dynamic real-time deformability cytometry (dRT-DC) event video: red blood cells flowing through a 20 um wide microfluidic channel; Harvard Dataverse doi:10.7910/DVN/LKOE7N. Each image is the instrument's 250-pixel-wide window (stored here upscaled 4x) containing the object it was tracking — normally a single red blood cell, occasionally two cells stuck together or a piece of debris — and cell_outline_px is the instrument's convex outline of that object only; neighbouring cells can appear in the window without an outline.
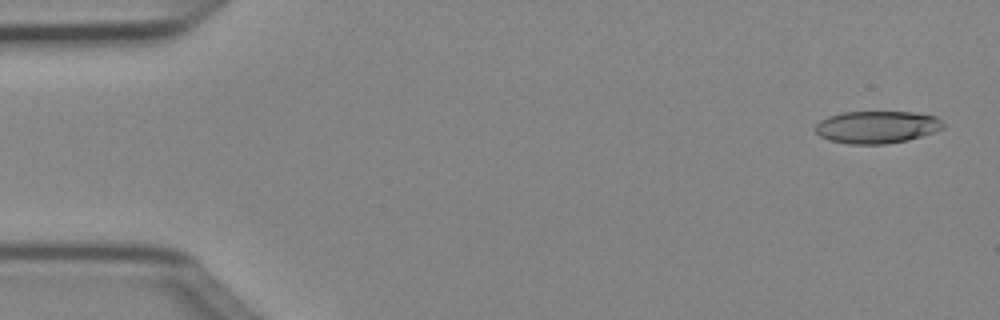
{"species": "Egyptian fruit bat (a non-hibernating species)", "species_latin": "Rousettus aegyptiacus", "temperature_condition": "cold", "stored_images_in_passage": 5, "camera_frame_rate_fps": 3000, "um_per_image_px": 0.085, "animal": {"sex": "female"}, "frame": {"image": 1, "passage_image": 1, "time_ms": 0.0, "image_size_px": [1000, 320], "cell_outline_px": [[944, 128], [908, 140], [884, 144], [848, 144], [828, 140], [820, 136], [816, 132], [816, 124], [820, 120], [828, 116], [840, 112], [912, 112], [936, 116], [944, 124]], "centroid_in_image_um": [74.5, 10.8], "position_along_channel_um": 10.5, "area_um2": 24.1}}
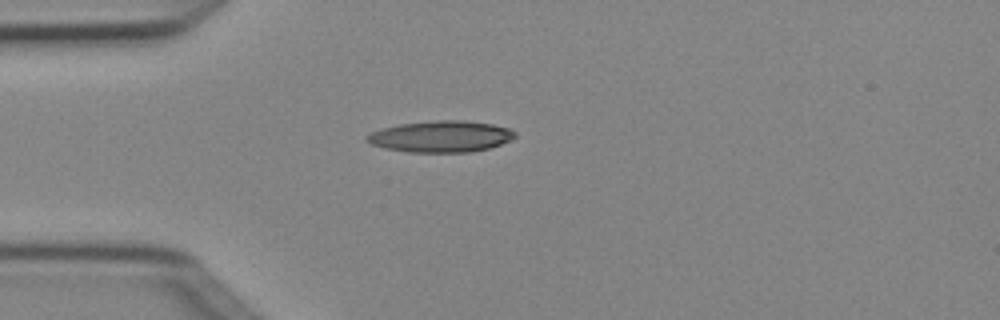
{"frame": {"image": 2, "passage_image": 4, "time_ms": 1.0, "image_size_px": [1000, 320], "cell_outline_px": [[516, 136], [500, 144], [488, 148], [468, 152], [408, 152], [384, 148], [372, 144], [368, 140], [368, 136], [372, 132], [380, 128], [400, 124], [436, 120], [464, 120], [492, 124], [508, 128], [516, 132]], "centroid_in_image_um": [37.48, 11.59], "position_along_channel_um": 47.5, "area_um2": 26.82}}